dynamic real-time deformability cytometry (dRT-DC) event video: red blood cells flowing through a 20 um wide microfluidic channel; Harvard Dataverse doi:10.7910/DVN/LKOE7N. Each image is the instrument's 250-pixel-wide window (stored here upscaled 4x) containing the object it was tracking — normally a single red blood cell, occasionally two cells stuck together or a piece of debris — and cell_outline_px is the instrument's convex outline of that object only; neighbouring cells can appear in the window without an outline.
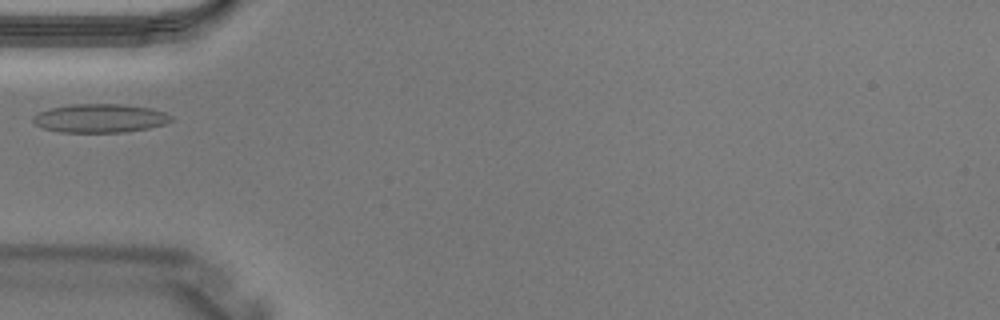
{"species": "Egyptian fruit bat (a non-hibernating species)", "species_latin": "Rousettus aegyptiacus", "temperature_condition": "warm", "stored_images_in_passage": 3, "camera_frame_rate_fps": 3000, "um_per_image_px": 0.085, "animal": {"sex": "male"}, "frame": {"image": 1, "passage_image": 3, "time_ms": 0.667, "image_size_px": [1000, 320], "cell_outline_px": [[172, 120], [164, 124], [148, 128], [124, 132], [60, 132], [44, 128], [36, 124], [32, 120], [32, 116], [48, 108], [72, 104], [120, 104], [152, 108], [164, 112], [172, 116]], "centroid_in_image_um": [8.49, 10.04], "position_along_channel_um": 76.5, "area_um2": 23.0}}